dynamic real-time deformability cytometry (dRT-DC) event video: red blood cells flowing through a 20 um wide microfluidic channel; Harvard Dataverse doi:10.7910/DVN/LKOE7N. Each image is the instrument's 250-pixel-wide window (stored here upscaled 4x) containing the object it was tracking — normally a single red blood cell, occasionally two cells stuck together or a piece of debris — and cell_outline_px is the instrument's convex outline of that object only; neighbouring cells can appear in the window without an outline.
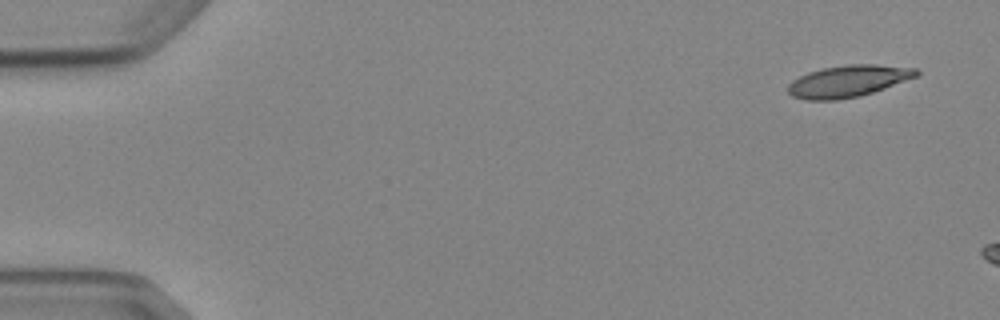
{"species": "Egyptian fruit bat (a non-hibernating species)", "species_latin": "Rousettus aegyptiacus", "temperature_condition": "cold", "stored_images_in_passage": 3, "camera_frame_rate_fps": 3000, "um_per_image_px": 0.085, "animal": {"sex": "female"}, "frame": {"image": 1, "passage_image": 1, "time_ms": 0.0, "image_size_px": [1000, 320], "cell_outline_px": [[920, 72], [916, 76], [884, 88], [860, 96], [836, 100], [804, 100], [792, 96], [788, 92], [788, 84], [792, 80], [808, 72], [820, 68], [848, 64], [876, 64], [916, 68]], "centroid_in_image_um": [72.05, 6.89], "position_along_channel_um": 13.0, "area_um2": 23.76}}